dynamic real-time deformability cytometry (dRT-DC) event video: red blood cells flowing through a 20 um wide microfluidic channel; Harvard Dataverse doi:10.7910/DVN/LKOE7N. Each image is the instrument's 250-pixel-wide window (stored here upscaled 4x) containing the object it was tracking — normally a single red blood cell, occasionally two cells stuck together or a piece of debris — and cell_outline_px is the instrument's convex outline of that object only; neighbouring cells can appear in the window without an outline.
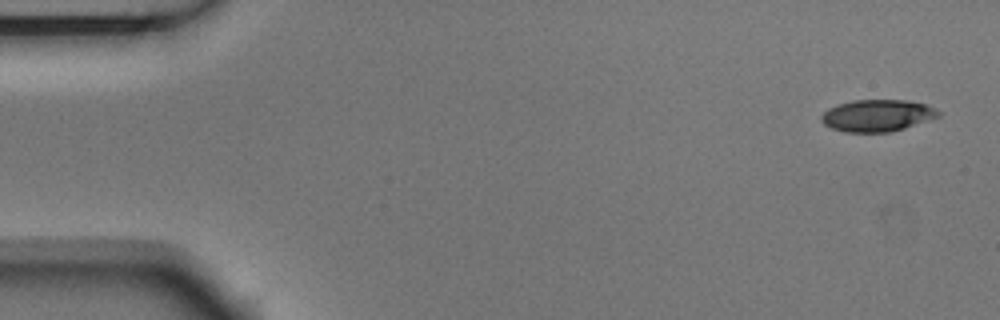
{"species": "Egyptian fruit bat (a non-hibernating species)", "species_latin": "Rousettus aegyptiacus", "temperature_condition": "room temperature", "stored_images_in_passage": 10, "camera_frame_rate_fps": 3000, "um_per_image_px": 0.085, "animal": {"sex": "male"}, "frame": {"image": 1, "passage_image": 1, "time_ms": 0.0, "image_size_px": [1000, 320], "cell_outline_px": [[940, 116], [892, 132], [844, 132], [832, 128], [824, 124], [820, 120], [820, 116], [828, 108], [836, 104], [852, 100], [908, 100], [924, 104], [940, 112]], "centroid_in_image_um": [74.52, 9.82], "position_along_channel_um": 10.5, "area_um2": 21.73}}
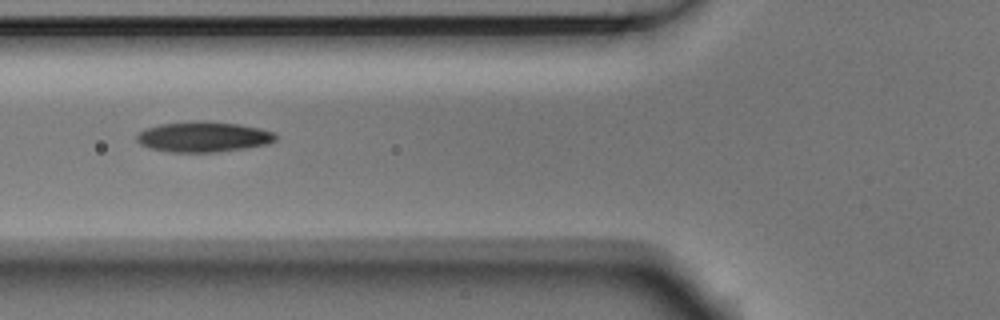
{"frame": {"image": 2, "passage_image": 6, "time_ms": 1.667, "image_size_px": [1000, 320], "cell_outline_px": [[280, 136], [276, 140], [268, 144], [248, 148], [216, 152], [172, 152], [148, 148], [140, 144], [136, 140], [136, 136], [144, 128], [160, 124], [240, 124], [260, 128], [276, 132]], "centroid_in_image_um": [17.35, 11.68], "position_along_channel_um": 108.5, "area_um2": 23.87}}
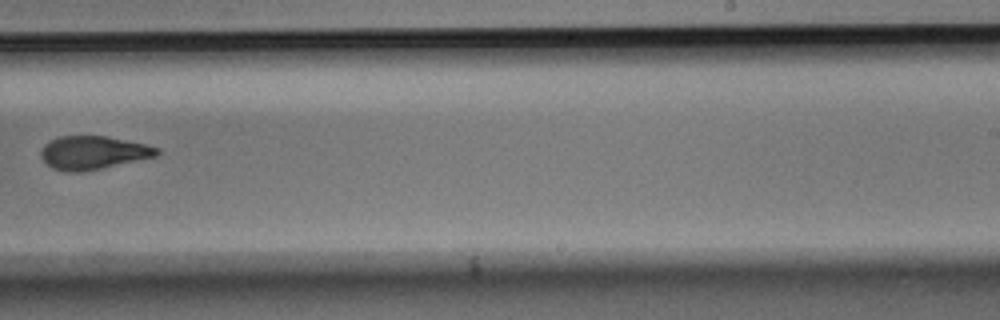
{"frame": {"image": 3, "passage_image": 10, "time_ms": 3.0, "image_size_px": [1000, 320], "cell_outline_px": [[160, 152], [156, 156], [100, 168], [76, 172], [68, 172], [52, 168], [40, 156], [40, 152], [44, 144], [60, 136], [108, 136], [144, 144], [160, 148]], "centroid_in_image_um": [7.9, 12.96], "position_along_channel_um": 281.1, "area_um2": 22.2}}